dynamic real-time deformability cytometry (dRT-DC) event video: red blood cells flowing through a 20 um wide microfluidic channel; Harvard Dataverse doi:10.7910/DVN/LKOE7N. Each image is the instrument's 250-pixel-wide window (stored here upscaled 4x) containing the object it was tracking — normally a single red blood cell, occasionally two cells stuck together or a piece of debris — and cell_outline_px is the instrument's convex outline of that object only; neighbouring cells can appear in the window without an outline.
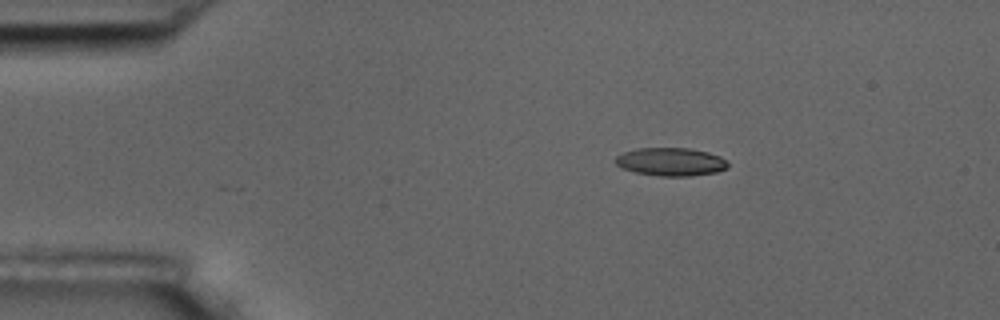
{"species": "common noctule bat (a hibernating species)", "species_latin": "Nyctalus noctula", "temperature_condition": "room temperature", "stored_images_in_passage": 47, "camera_frame_rate_fps": 3000, "um_per_image_px": 0.085, "animal": {"sex": "male", "body_mass_g": 17.5, "forearm_length_mm": 52.3}, "frame": {"image": 1, "passage_image": 1, "time_ms": 0.0, "image_size_px": [1000, 320], "cell_outline_px": [[728, 168], [716, 172], [692, 176], [660, 176], [636, 172], [620, 168], [616, 164], [616, 156], [624, 152], [636, 148], [692, 148], [708, 152], [720, 156], [728, 164]], "centroid_in_image_um": [57.02, 13.75], "position_along_channel_um": 28.0, "area_um2": 18.5}}
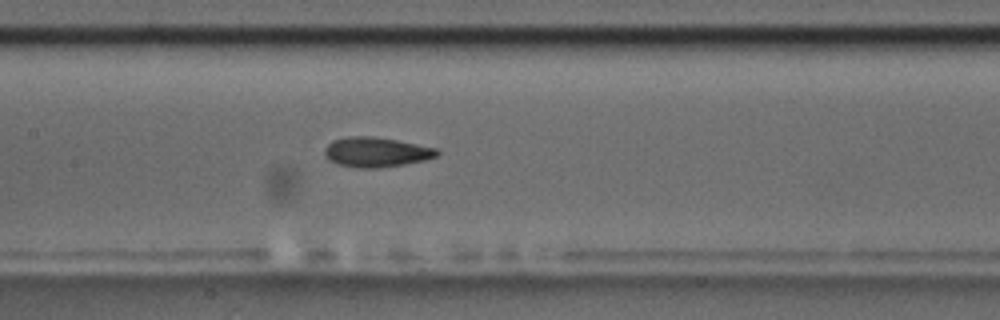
{"frame": {"image": 2, "passage_image": 18, "time_ms": 5.667, "image_size_px": [1000, 320], "cell_outline_px": [[440, 152], [436, 156], [424, 160], [404, 164], [380, 168], [360, 168], [340, 164], [328, 160], [324, 156], [324, 148], [332, 140], [348, 136], [372, 136], [396, 140], [436, 148]], "centroid_in_image_um": [31.94, 12.92], "position_along_channel_um": 175.5, "area_um2": 19.48}}
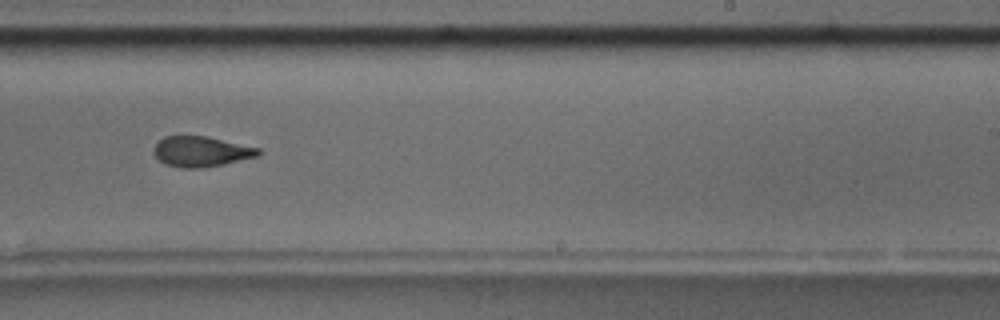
{"frame": {"image": 3, "passage_image": 26, "time_ms": 8.333, "image_size_px": [1000, 320], "cell_outline_px": [[260, 156], [224, 164], [200, 168], [184, 168], [164, 164], [152, 152], [152, 148], [164, 136], [204, 136], [260, 148]], "centroid_in_image_um": [17.09, 12.89], "position_along_channel_um": 271.9, "area_um2": 18.44}, "authors_computed_cell_mechanics": {"area_um2": 19.1318, "velocity_mm_per_s": 3.6309, "shape_relaxation_time_tau1_ms": 4.2383, "shape_relaxation_time_tau2_ms": 3.3085, "deformation_change_tau1": 0.1539, "deformation_change_tau2": 0.1166}}